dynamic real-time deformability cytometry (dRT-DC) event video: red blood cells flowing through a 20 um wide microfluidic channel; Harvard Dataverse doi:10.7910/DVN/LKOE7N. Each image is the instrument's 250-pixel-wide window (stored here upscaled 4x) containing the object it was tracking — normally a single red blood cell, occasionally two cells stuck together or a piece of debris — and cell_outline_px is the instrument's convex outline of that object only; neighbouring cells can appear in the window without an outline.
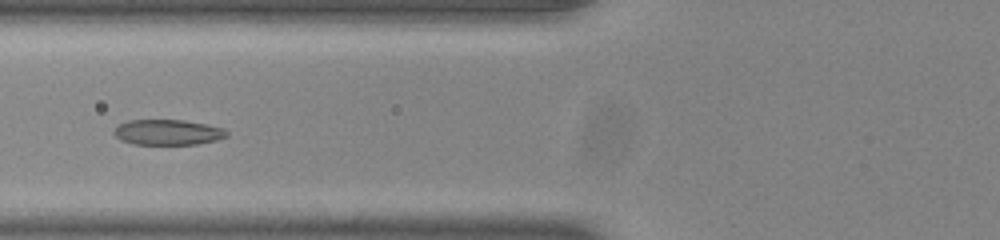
{"species": "common noctule bat (a hibernating species)", "species_latin": "Nyctalus noctula", "temperature_condition": "room temperature", "stored_images_in_passage": 35, "camera_frame_rate_fps": 3000, "um_per_image_px": 0.085, "animal": {"sex": "male", "body_mass_g": 20.0, "forearm_length_mm": 53.3}, "frame": {"image": 1, "passage_image": 11, "time_ms": 3.333, "image_size_px": [1000, 240], "cell_outline_px": [[228, 136], [216, 140], [196, 144], [132, 144], [120, 140], [112, 132], [120, 124], [128, 120], [184, 120], [208, 124], [224, 128], [228, 132]], "centroid_in_image_um": [14.28, 11.24], "position_along_channel_um": 111.5, "area_um2": 16.76}}
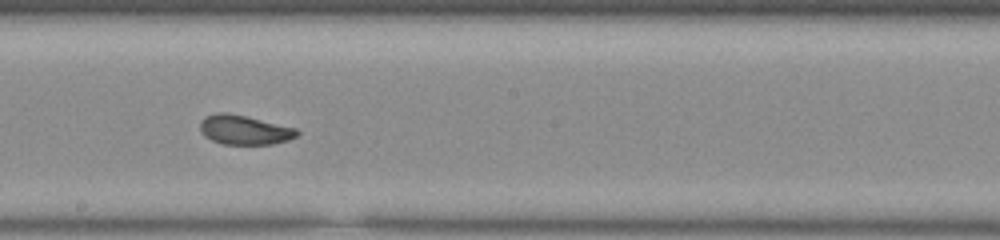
{"frame": {"image": 2, "passage_image": 20, "time_ms": 6.333, "image_size_px": [1000, 240], "cell_outline_px": [[300, 132], [296, 136], [288, 140], [272, 144], [220, 144], [204, 136], [200, 132], [200, 120], [204, 116], [216, 112], [228, 112], [296, 128]], "centroid_in_image_um": [20.72, 11.03], "position_along_channel_um": 227.5, "area_um2": 16.7}}
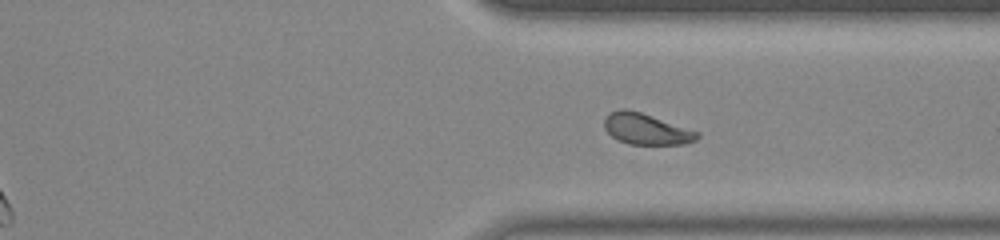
{"frame": {"image": 3, "passage_image": 30, "time_ms": 9.667, "image_size_px": [1000, 240], "cell_outline_px": [[700, 136], [696, 140], [684, 144], [628, 144], [612, 136], [604, 128], [604, 120], [608, 112], [620, 108], [628, 108], [700, 132]], "centroid_in_image_um": [54.91, 10.95], "position_along_channel_um": 356.5, "area_um2": 16.82}, "authors_computed_cell_mechanics": {"area_um2": 16.762, "velocity_mm_per_s": 3.8683, "shape_relaxation_time_tau1_ms": 3.9326, "shape_relaxation_time_tau2_ms": 1.2862, "deformation_change_tau1": 0.1443, "deformation_change_tau2": 0.0617}}